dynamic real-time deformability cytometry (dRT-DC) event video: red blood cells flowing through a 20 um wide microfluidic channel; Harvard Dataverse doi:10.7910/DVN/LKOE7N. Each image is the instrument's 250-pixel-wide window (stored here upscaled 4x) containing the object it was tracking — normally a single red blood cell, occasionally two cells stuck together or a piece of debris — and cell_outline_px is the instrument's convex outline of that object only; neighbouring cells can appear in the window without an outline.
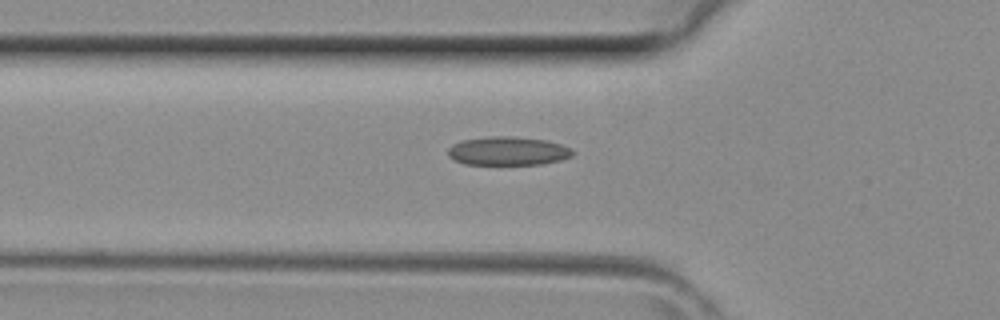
{"species": "common noctule bat (a hibernating species)", "species_latin": "Nyctalus noctula", "temperature_condition": "room temperature", "stored_images_in_passage": 38, "camera_frame_rate_fps": 3000, "um_per_image_px": 0.085, "animal": {"sex": "female", "body_mass_g": 29.2, "forearm_length_mm": 56.3}, "frame": {"image": 1, "passage_image": 14, "time_ms": 4.333, "image_size_px": [1000, 320], "cell_outline_px": [[572, 156], [560, 160], [540, 164], [464, 164], [452, 160], [448, 156], [448, 148], [452, 144], [460, 140], [488, 136], [512, 136], [548, 140], [572, 148]], "centroid_in_image_um": [43.13, 12.82], "position_along_channel_um": 82.7, "area_um2": 20.98}}
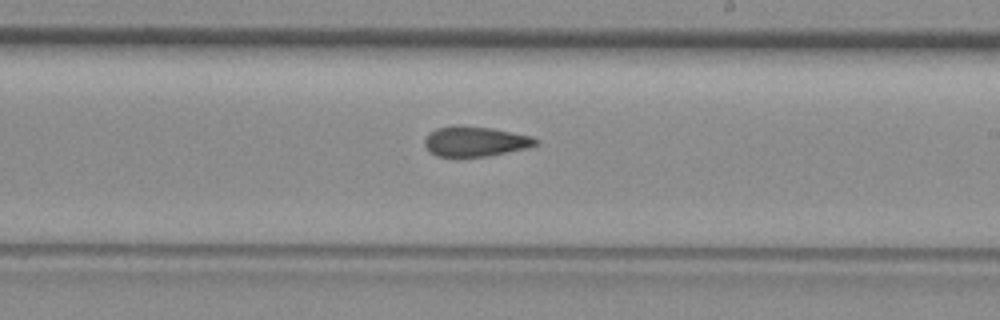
{"frame": {"image": 2, "passage_image": 24, "time_ms": 7.667, "image_size_px": [1000, 320], "cell_outline_px": [[540, 140], [536, 144], [524, 148], [484, 156], [456, 160], [436, 156], [428, 152], [424, 144], [424, 140], [436, 128], [456, 124], [460, 124], [492, 128], [532, 136]], "centroid_in_image_um": [40.3, 12.04], "position_along_channel_um": 248.7, "area_um2": 20.0}}
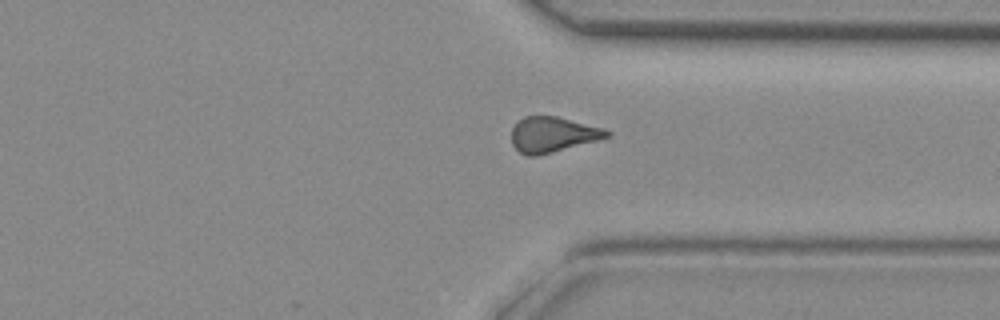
{"frame": {"image": 3, "passage_image": 31, "time_ms": 10.0, "image_size_px": [1000, 320], "cell_outline_px": [[612, 136], [552, 152], [536, 156], [528, 156], [520, 152], [512, 144], [512, 128], [524, 116], [556, 116], [604, 128], [612, 132]], "centroid_in_image_um": [47.0, 11.43], "position_along_channel_um": 364.4, "area_um2": 19.48}}